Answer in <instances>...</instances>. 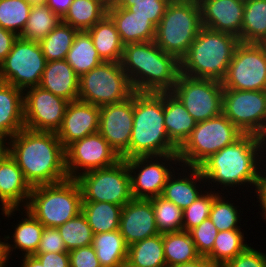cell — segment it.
<instances>
[{"instance_id":"obj_1","label":"cell","mask_w":266,"mask_h":267,"mask_svg":"<svg viewBox=\"0 0 266 267\" xmlns=\"http://www.w3.org/2000/svg\"><path fill=\"white\" fill-rule=\"evenodd\" d=\"M9 154L31 187L68 179L65 148L56 132L23 128L9 139Z\"/></svg>"},{"instance_id":"obj_2","label":"cell","mask_w":266,"mask_h":267,"mask_svg":"<svg viewBox=\"0 0 266 267\" xmlns=\"http://www.w3.org/2000/svg\"><path fill=\"white\" fill-rule=\"evenodd\" d=\"M265 148V139L253 134H243L234 143L211 155L199 166L206 183L208 186L211 184L208 189L212 190L216 186L218 189L220 186L224 190L231 187V191L232 188H240L242 185L251 186V189L255 187L260 166L265 161L262 160L266 157Z\"/></svg>"},{"instance_id":"obj_3","label":"cell","mask_w":266,"mask_h":267,"mask_svg":"<svg viewBox=\"0 0 266 267\" xmlns=\"http://www.w3.org/2000/svg\"><path fill=\"white\" fill-rule=\"evenodd\" d=\"M120 63L135 92H171L180 74V61L155 41L124 45Z\"/></svg>"},{"instance_id":"obj_4","label":"cell","mask_w":266,"mask_h":267,"mask_svg":"<svg viewBox=\"0 0 266 267\" xmlns=\"http://www.w3.org/2000/svg\"><path fill=\"white\" fill-rule=\"evenodd\" d=\"M164 124V92H134V120L128 159L178 154Z\"/></svg>"},{"instance_id":"obj_5","label":"cell","mask_w":266,"mask_h":267,"mask_svg":"<svg viewBox=\"0 0 266 267\" xmlns=\"http://www.w3.org/2000/svg\"><path fill=\"white\" fill-rule=\"evenodd\" d=\"M239 43L238 37L232 34L202 27L180 60V73L192 78L222 81Z\"/></svg>"},{"instance_id":"obj_6","label":"cell","mask_w":266,"mask_h":267,"mask_svg":"<svg viewBox=\"0 0 266 267\" xmlns=\"http://www.w3.org/2000/svg\"><path fill=\"white\" fill-rule=\"evenodd\" d=\"M201 10L198 0H171L156 27L155 43L179 61L198 35Z\"/></svg>"},{"instance_id":"obj_7","label":"cell","mask_w":266,"mask_h":267,"mask_svg":"<svg viewBox=\"0 0 266 267\" xmlns=\"http://www.w3.org/2000/svg\"><path fill=\"white\" fill-rule=\"evenodd\" d=\"M82 191L76 179L32 187L27 209L44 227L57 228L82 212Z\"/></svg>"},{"instance_id":"obj_8","label":"cell","mask_w":266,"mask_h":267,"mask_svg":"<svg viewBox=\"0 0 266 267\" xmlns=\"http://www.w3.org/2000/svg\"><path fill=\"white\" fill-rule=\"evenodd\" d=\"M243 134L223 113L198 122L178 149L180 165L199 167L211 155L234 143Z\"/></svg>"},{"instance_id":"obj_9","label":"cell","mask_w":266,"mask_h":267,"mask_svg":"<svg viewBox=\"0 0 266 267\" xmlns=\"http://www.w3.org/2000/svg\"><path fill=\"white\" fill-rule=\"evenodd\" d=\"M134 92L121 63L104 61L80 77L78 100L103 106L124 101Z\"/></svg>"},{"instance_id":"obj_10","label":"cell","mask_w":266,"mask_h":267,"mask_svg":"<svg viewBox=\"0 0 266 267\" xmlns=\"http://www.w3.org/2000/svg\"><path fill=\"white\" fill-rule=\"evenodd\" d=\"M82 202H108L124 206L133 199L131 178L124 159L114 165L82 173L76 178Z\"/></svg>"},{"instance_id":"obj_11","label":"cell","mask_w":266,"mask_h":267,"mask_svg":"<svg viewBox=\"0 0 266 267\" xmlns=\"http://www.w3.org/2000/svg\"><path fill=\"white\" fill-rule=\"evenodd\" d=\"M46 63L39 41L18 36L10 53L0 64V81L23 91L39 86Z\"/></svg>"},{"instance_id":"obj_12","label":"cell","mask_w":266,"mask_h":267,"mask_svg":"<svg viewBox=\"0 0 266 267\" xmlns=\"http://www.w3.org/2000/svg\"><path fill=\"white\" fill-rule=\"evenodd\" d=\"M222 113L242 133L266 139V90L223 89Z\"/></svg>"},{"instance_id":"obj_13","label":"cell","mask_w":266,"mask_h":267,"mask_svg":"<svg viewBox=\"0 0 266 267\" xmlns=\"http://www.w3.org/2000/svg\"><path fill=\"white\" fill-rule=\"evenodd\" d=\"M198 122L222 113V82L214 79L192 78L179 74L171 91Z\"/></svg>"},{"instance_id":"obj_14","label":"cell","mask_w":266,"mask_h":267,"mask_svg":"<svg viewBox=\"0 0 266 267\" xmlns=\"http://www.w3.org/2000/svg\"><path fill=\"white\" fill-rule=\"evenodd\" d=\"M223 89L266 90V51L261 44L239 43L233 53Z\"/></svg>"},{"instance_id":"obj_15","label":"cell","mask_w":266,"mask_h":267,"mask_svg":"<svg viewBox=\"0 0 266 267\" xmlns=\"http://www.w3.org/2000/svg\"><path fill=\"white\" fill-rule=\"evenodd\" d=\"M125 161L130 173L133 199L162 195L168 177L178 168L176 165L180 166L178 154L138 156ZM171 164H175V169Z\"/></svg>"},{"instance_id":"obj_16","label":"cell","mask_w":266,"mask_h":267,"mask_svg":"<svg viewBox=\"0 0 266 267\" xmlns=\"http://www.w3.org/2000/svg\"><path fill=\"white\" fill-rule=\"evenodd\" d=\"M69 101L40 86L23 91L25 128L32 131L57 132Z\"/></svg>"},{"instance_id":"obj_17","label":"cell","mask_w":266,"mask_h":267,"mask_svg":"<svg viewBox=\"0 0 266 267\" xmlns=\"http://www.w3.org/2000/svg\"><path fill=\"white\" fill-rule=\"evenodd\" d=\"M65 155L69 179L112 166L121 159L99 132L74 141L65 149Z\"/></svg>"},{"instance_id":"obj_18","label":"cell","mask_w":266,"mask_h":267,"mask_svg":"<svg viewBox=\"0 0 266 267\" xmlns=\"http://www.w3.org/2000/svg\"><path fill=\"white\" fill-rule=\"evenodd\" d=\"M134 120V93L124 101L100 106L98 132L121 159H128Z\"/></svg>"},{"instance_id":"obj_19","label":"cell","mask_w":266,"mask_h":267,"mask_svg":"<svg viewBox=\"0 0 266 267\" xmlns=\"http://www.w3.org/2000/svg\"><path fill=\"white\" fill-rule=\"evenodd\" d=\"M100 106L75 100L68 103L56 135L66 149L74 141L98 132Z\"/></svg>"},{"instance_id":"obj_20","label":"cell","mask_w":266,"mask_h":267,"mask_svg":"<svg viewBox=\"0 0 266 267\" xmlns=\"http://www.w3.org/2000/svg\"><path fill=\"white\" fill-rule=\"evenodd\" d=\"M32 187L25 180L22 170L8 153L0 161V201L3 216L12 217L15 211L25 209ZM22 203V204H21Z\"/></svg>"},{"instance_id":"obj_21","label":"cell","mask_w":266,"mask_h":267,"mask_svg":"<svg viewBox=\"0 0 266 267\" xmlns=\"http://www.w3.org/2000/svg\"><path fill=\"white\" fill-rule=\"evenodd\" d=\"M119 231L128 246L159 234L149 199H132L122 207Z\"/></svg>"},{"instance_id":"obj_22","label":"cell","mask_w":266,"mask_h":267,"mask_svg":"<svg viewBox=\"0 0 266 267\" xmlns=\"http://www.w3.org/2000/svg\"><path fill=\"white\" fill-rule=\"evenodd\" d=\"M202 27L232 34L242 31L244 2L239 0H198Z\"/></svg>"},{"instance_id":"obj_23","label":"cell","mask_w":266,"mask_h":267,"mask_svg":"<svg viewBox=\"0 0 266 267\" xmlns=\"http://www.w3.org/2000/svg\"><path fill=\"white\" fill-rule=\"evenodd\" d=\"M180 166L182 168L178 167V169H182L183 173L180 172L182 175L180 173H176V171L174 170L173 173L168 177L161 196L173 202L179 208L184 210L188 206H190L198 198L199 195L202 194V191H205L204 188L206 180L203 177V174L199 167H185L183 165ZM177 174L178 176H175ZM197 182L202 184V186L199 183L197 184ZM203 186L204 188L202 190L201 188Z\"/></svg>"},{"instance_id":"obj_24","label":"cell","mask_w":266,"mask_h":267,"mask_svg":"<svg viewBox=\"0 0 266 267\" xmlns=\"http://www.w3.org/2000/svg\"><path fill=\"white\" fill-rule=\"evenodd\" d=\"M107 15L115 23L124 45L155 40L156 26L148 18L136 16L116 4L108 6Z\"/></svg>"},{"instance_id":"obj_25","label":"cell","mask_w":266,"mask_h":267,"mask_svg":"<svg viewBox=\"0 0 266 267\" xmlns=\"http://www.w3.org/2000/svg\"><path fill=\"white\" fill-rule=\"evenodd\" d=\"M80 77L65 59L48 61L39 86L69 102L78 100Z\"/></svg>"},{"instance_id":"obj_26","label":"cell","mask_w":266,"mask_h":267,"mask_svg":"<svg viewBox=\"0 0 266 267\" xmlns=\"http://www.w3.org/2000/svg\"><path fill=\"white\" fill-rule=\"evenodd\" d=\"M23 128V90L0 81V135L10 139Z\"/></svg>"},{"instance_id":"obj_27","label":"cell","mask_w":266,"mask_h":267,"mask_svg":"<svg viewBox=\"0 0 266 267\" xmlns=\"http://www.w3.org/2000/svg\"><path fill=\"white\" fill-rule=\"evenodd\" d=\"M164 124L169 139L180 148L197 122L172 92H164Z\"/></svg>"},{"instance_id":"obj_28","label":"cell","mask_w":266,"mask_h":267,"mask_svg":"<svg viewBox=\"0 0 266 267\" xmlns=\"http://www.w3.org/2000/svg\"><path fill=\"white\" fill-rule=\"evenodd\" d=\"M25 217L15 225L11 239L9 235L4 236V252L7 261L11 258L13 249L22 251V256L34 255L40 244L44 225L39 222L27 209H24ZM8 239L13 240L9 244ZM12 251V252H11Z\"/></svg>"},{"instance_id":"obj_29","label":"cell","mask_w":266,"mask_h":267,"mask_svg":"<svg viewBox=\"0 0 266 267\" xmlns=\"http://www.w3.org/2000/svg\"><path fill=\"white\" fill-rule=\"evenodd\" d=\"M100 58L105 62H120L124 44L115 23L106 15L87 31Z\"/></svg>"},{"instance_id":"obj_30","label":"cell","mask_w":266,"mask_h":267,"mask_svg":"<svg viewBox=\"0 0 266 267\" xmlns=\"http://www.w3.org/2000/svg\"><path fill=\"white\" fill-rule=\"evenodd\" d=\"M93 248L101 267H124L128 256L126 244L119 229L93 235Z\"/></svg>"},{"instance_id":"obj_31","label":"cell","mask_w":266,"mask_h":267,"mask_svg":"<svg viewBox=\"0 0 266 267\" xmlns=\"http://www.w3.org/2000/svg\"><path fill=\"white\" fill-rule=\"evenodd\" d=\"M124 267H166L163 234H157L128 246Z\"/></svg>"},{"instance_id":"obj_32","label":"cell","mask_w":266,"mask_h":267,"mask_svg":"<svg viewBox=\"0 0 266 267\" xmlns=\"http://www.w3.org/2000/svg\"><path fill=\"white\" fill-rule=\"evenodd\" d=\"M102 0H73L62 22L78 31H88L107 15Z\"/></svg>"},{"instance_id":"obj_33","label":"cell","mask_w":266,"mask_h":267,"mask_svg":"<svg viewBox=\"0 0 266 267\" xmlns=\"http://www.w3.org/2000/svg\"><path fill=\"white\" fill-rule=\"evenodd\" d=\"M65 60L79 77L104 62L87 31L77 32Z\"/></svg>"},{"instance_id":"obj_34","label":"cell","mask_w":266,"mask_h":267,"mask_svg":"<svg viewBox=\"0 0 266 267\" xmlns=\"http://www.w3.org/2000/svg\"><path fill=\"white\" fill-rule=\"evenodd\" d=\"M163 250L166 267L192 262L201 257L190 233L185 230L164 233Z\"/></svg>"},{"instance_id":"obj_35","label":"cell","mask_w":266,"mask_h":267,"mask_svg":"<svg viewBox=\"0 0 266 267\" xmlns=\"http://www.w3.org/2000/svg\"><path fill=\"white\" fill-rule=\"evenodd\" d=\"M264 40H266V0H246L239 41L261 44Z\"/></svg>"},{"instance_id":"obj_36","label":"cell","mask_w":266,"mask_h":267,"mask_svg":"<svg viewBox=\"0 0 266 267\" xmlns=\"http://www.w3.org/2000/svg\"><path fill=\"white\" fill-rule=\"evenodd\" d=\"M121 210L122 206L108 202H82V213L93 234L118 230Z\"/></svg>"},{"instance_id":"obj_37","label":"cell","mask_w":266,"mask_h":267,"mask_svg":"<svg viewBox=\"0 0 266 267\" xmlns=\"http://www.w3.org/2000/svg\"><path fill=\"white\" fill-rule=\"evenodd\" d=\"M61 21L62 19L42 0L33 2L26 26L19 37L25 40L40 41Z\"/></svg>"},{"instance_id":"obj_38","label":"cell","mask_w":266,"mask_h":267,"mask_svg":"<svg viewBox=\"0 0 266 267\" xmlns=\"http://www.w3.org/2000/svg\"><path fill=\"white\" fill-rule=\"evenodd\" d=\"M249 244L245 242L244 232L241 229L219 231L212 251L206 258L215 266L223 267L229 260L243 252Z\"/></svg>"},{"instance_id":"obj_39","label":"cell","mask_w":266,"mask_h":267,"mask_svg":"<svg viewBox=\"0 0 266 267\" xmlns=\"http://www.w3.org/2000/svg\"><path fill=\"white\" fill-rule=\"evenodd\" d=\"M78 30L60 22L47 36L39 41L46 61L63 60L70 50Z\"/></svg>"},{"instance_id":"obj_40","label":"cell","mask_w":266,"mask_h":267,"mask_svg":"<svg viewBox=\"0 0 266 267\" xmlns=\"http://www.w3.org/2000/svg\"><path fill=\"white\" fill-rule=\"evenodd\" d=\"M149 200L153 206L159 234L183 230V210L181 208L161 195Z\"/></svg>"},{"instance_id":"obj_41","label":"cell","mask_w":266,"mask_h":267,"mask_svg":"<svg viewBox=\"0 0 266 267\" xmlns=\"http://www.w3.org/2000/svg\"><path fill=\"white\" fill-rule=\"evenodd\" d=\"M33 2L27 0H0V26L20 36Z\"/></svg>"},{"instance_id":"obj_42","label":"cell","mask_w":266,"mask_h":267,"mask_svg":"<svg viewBox=\"0 0 266 267\" xmlns=\"http://www.w3.org/2000/svg\"><path fill=\"white\" fill-rule=\"evenodd\" d=\"M61 238L64 240L67 251L92 245L93 232L86 216L80 212L74 218L57 227Z\"/></svg>"},{"instance_id":"obj_43","label":"cell","mask_w":266,"mask_h":267,"mask_svg":"<svg viewBox=\"0 0 266 267\" xmlns=\"http://www.w3.org/2000/svg\"><path fill=\"white\" fill-rule=\"evenodd\" d=\"M223 194V195H221ZM224 193H219L214 199L211 207L209 219L218 231H228L241 229L238 225L240 219L239 206H235L232 201L226 199ZM239 211V212H238Z\"/></svg>"},{"instance_id":"obj_44","label":"cell","mask_w":266,"mask_h":267,"mask_svg":"<svg viewBox=\"0 0 266 267\" xmlns=\"http://www.w3.org/2000/svg\"><path fill=\"white\" fill-rule=\"evenodd\" d=\"M220 192L203 191L201 195L186 209L183 210V230L189 231L209 218L213 199Z\"/></svg>"},{"instance_id":"obj_45","label":"cell","mask_w":266,"mask_h":267,"mask_svg":"<svg viewBox=\"0 0 266 267\" xmlns=\"http://www.w3.org/2000/svg\"><path fill=\"white\" fill-rule=\"evenodd\" d=\"M171 0H117L118 7L125 8L134 15L148 18L156 27Z\"/></svg>"},{"instance_id":"obj_46","label":"cell","mask_w":266,"mask_h":267,"mask_svg":"<svg viewBox=\"0 0 266 267\" xmlns=\"http://www.w3.org/2000/svg\"><path fill=\"white\" fill-rule=\"evenodd\" d=\"M188 232L190 233L198 253L206 257L212 251L215 238L219 231L212 221L207 218Z\"/></svg>"},{"instance_id":"obj_47","label":"cell","mask_w":266,"mask_h":267,"mask_svg":"<svg viewBox=\"0 0 266 267\" xmlns=\"http://www.w3.org/2000/svg\"><path fill=\"white\" fill-rule=\"evenodd\" d=\"M223 267H266V254L249 245Z\"/></svg>"},{"instance_id":"obj_48","label":"cell","mask_w":266,"mask_h":267,"mask_svg":"<svg viewBox=\"0 0 266 267\" xmlns=\"http://www.w3.org/2000/svg\"><path fill=\"white\" fill-rule=\"evenodd\" d=\"M68 252L59 230L55 227H44L36 253Z\"/></svg>"},{"instance_id":"obj_49","label":"cell","mask_w":266,"mask_h":267,"mask_svg":"<svg viewBox=\"0 0 266 267\" xmlns=\"http://www.w3.org/2000/svg\"><path fill=\"white\" fill-rule=\"evenodd\" d=\"M70 267H101L92 245L69 251Z\"/></svg>"},{"instance_id":"obj_50","label":"cell","mask_w":266,"mask_h":267,"mask_svg":"<svg viewBox=\"0 0 266 267\" xmlns=\"http://www.w3.org/2000/svg\"><path fill=\"white\" fill-rule=\"evenodd\" d=\"M34 256L44 267H70L69 252L35 253Z\"/></svg>"},{"instance_id":"obj_51","label":"cell","mask_w":266,"mask_h":267,"mask_svg":"<svg viewBox=\"0 0 266 267\" xmlns=\"http://www.w3.org/2000/svg\"><path fill=\"white\" fill-rule=\"evenodd\" d=\"M266 159L265 161L262 163V167H264V169L261 168L259 169L258 172V176L256 179V184H255V189H254V193L257 194V199L259 202V206L261 207L260 210L262 209V213L261 216L264 219V221L266 222ZM265 163V164H264ZM264 165V166H263ZM264 170V171H263Z\"/></svg>"},{"instance_id":"obj_52","label":"cell","mask_w":266,"mask_h":267,"mask_svg":"<svg viewBox=\"0 0 266 267\" xmlns=\"http://www.w3.org/2000/svg\"><path fill=\"white\" fill-rule=\"evenodd\" d=\"M17 38L18 36L14 32L3 29L0 26V64L10 53L13 43Z\"/></svg>"},{"instance_id":"obj_53","label":"cell","mask_w":266,"mask_h":267,"mask_svg":"<svg viewBox=\"0 0 266 267\" xmlns=\"http://www.w3.org/2000/svg\"><path fill=\"white\" fill-rule=\"evenodd\" d=\"M51 10L56 13L61 19L67 13L73 0H42Z\"/></svg>"},{"instance_id":"obj_54","label":"cell","mask_w":266,"mask_h":267,"mask_svg":"<svg viewBox=\"0 0 266 267\" xmlns=\"http://www.w3.org/2000/svg\"><path fill=\"white\" fill-rule=\"evenodd\" d=\"M173 267H215V266L205 256H201L195 261Z\"/></svg>"},{"instance_id":"obj_55","label":"cell","mask_w":266,"mask_h":267,"mask_svg":"<svg viewBox=\"0 0 266 267\" xmlns=\"http://www.w3.org/2000/svg\"><path fill=\"white\" fill-rule=\"evenodd\" d=\"M21 258L23 260L20 267H44L34 255L21 256Z\"/></svg>"},{"instance_id":"obj_56","label":"cell","mask_w":266,"mask_h":267,"mask_svg":"<svg viewBox=\"0 0 266 267\" xmlns=\"http://www.w3.org/2000/svg\"><path fill=\"white\" fill-rule=\"evenodd\" d=\"M8 141L9 139L0 135V161L9 153V144H8L9 142Z\"/></svg>"},{"instance_id":"obj_57","label":"cell","mask_w":266,"mask_h":267,"mask_svg":"<svg viewBox=\"0 0 266 267\" xmlns=\"http://www.w3.org/2000/svg\"><path fill=\"white\" fill-rule=\"evenodd\" d=\"M8 261L5 257V252H4V242L1 241L0 239V267H7Z\"/></svg>"},{"instance_id":"obj_58","label":"cell","mask_w":266,"mask_h":267,"mask_svg":"<svg viewBox=\"0 0 266 267\" xmlns=\"http://www.w3.org/2000/svg\"><path fill=\"white\" fill-rule=\"evenodd\" d=\"M108 6L115 4L117 0H102Z\"/></svg>"},{"instance_id":"obj_59","label":"cell","mask_w":266,"mask_h":267,"mask_svg":"<svg viewBox=\"0 0 266 267\" xmlns=\"http://www.w3.org/2000/svg\"><path fill=\"white\" fill-rule=\"evenodd\" d=\"M261 45L264 47L265 51H266V40H264Z\"/></svg>"},{"instance_id":"obj_60","label":"cell","mask_w":266,"mask_h":267,"mask_svg":"<svg viewBox=\"0 0 266 267\" xmlns=\"http://www.w3.org/2000/svg\"><path fill=\"white\" fill-rule=\"evenodd\" d=\"M27 1L38 2V1H41V0H27Z\"/></svg>"}]
</instances>
